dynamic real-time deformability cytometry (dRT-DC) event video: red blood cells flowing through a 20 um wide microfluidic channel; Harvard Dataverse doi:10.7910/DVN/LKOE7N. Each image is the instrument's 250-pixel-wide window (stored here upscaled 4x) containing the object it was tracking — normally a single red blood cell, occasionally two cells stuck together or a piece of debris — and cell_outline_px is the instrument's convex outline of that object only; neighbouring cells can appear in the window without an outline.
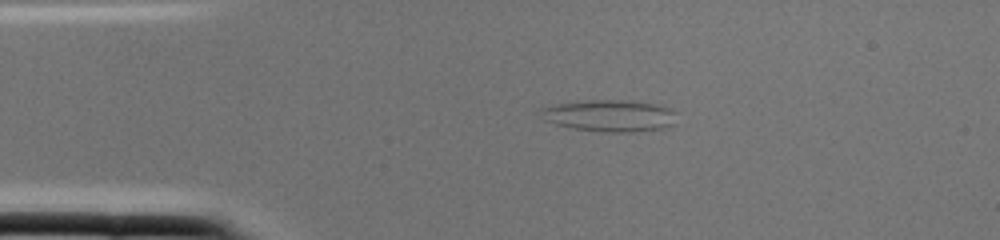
{"species": "common noctule bat (a hibernating species)", "species_latin": "Nyctalus noctula", "temperature_condition": "cold", "stored_images_in_passage": 1, "camera_frame_rate_fps": 3000, "um_per_image_px": 0.085, "animal": {"sex": "female", "body_mass_g": 22.0, "forearm_length_mm": 56.7}, "frame": {"image": 1, "passage_image": 1, "time_ms": 0.0, "image_size_px": [1000, 240], "cell_outline_px": [[676, 124], [664, 128], [632, 132], [604, 132], [572, 128], [556, 124], [544, 120], [540, 108], [556, 104], [588, 100], [632, 100], [660, 104], [676, 112]], "centroid_in_image_um": [51.89, 9.83], "position_along_channel_um": 33.1, "area_um2": 25.43}}